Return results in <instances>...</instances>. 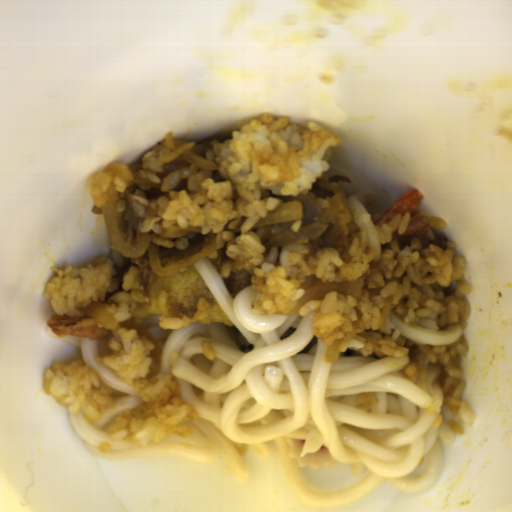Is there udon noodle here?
Here are the masks:
<instances>
[{
  "instance_id": "udon-noodle-1",
  "label": "udon noodle",
  "mask_w": 512,
  "mask_h": 512,
  "mask_svg": "<svg viewBox=\"0 0 512 512\" xmlns=\"http://www.w3.org/2000/svg\"><path fill=\"white\" fill-rule=\"evenodd\" d=\"M210 260L192 264L231 325L190 322L167 329L155 315L138 324L161 349L151 375L169 374L197 415L188 420L186 436L167 435L158 444L112 441L108 428L142 403L130 383L97 361L110 351L114 333L61 337L47 326V336L80 350L79 360L113 391V406L96 420L67 410L87 451L106 461H225L238 484H245L250 479L245 450L265 457L266 442H273L287 486L306 506L317 508L352 503L382 485L404 493L429 487L442 468L445 447L456 440L443 416L438 365L404 374L407 355L374 358L351 349L325 361L327 347L312 333L317 311L304 316L258 311L257 291L248 285L233 297ZM203 340L214 359L202 352ZM364 392L380 398L368 411L355 405ZM288 437L306 440L301 456L326 446L337 464L315 471L301 467L289 457Z\"/></svg>"
},
{
  "instance_id": "udon-noodle-2",
  "label": "udon noodle",
  "mask_w": 512,
  "mask_h": 512,
  "mask_svg": "<svg viewBox=\"0 0 512 512\" xmlns=\"http://www.w3.org/2000/svg\"><path fill=\"white\" fill-rule=\"evenodd\" d=\"M388 321L401 332L403 337L422 345H447L463 336L462 327L457 324H448L439 330H430L403 322L401 316L391 310Z\"/></svg>"
},
{
  "instance_id": "udon-noodle-3",
  "label": "udon noodle",
  "mask_w": 512,
  "mask_h": 512,
  "mask_svg": "<svg viewBox=\"0 0 512 512\" xmlns=\"http://www.w3.org/2000/svg\"><path fill=\"white\" fill-rule=\"evenodd\" d=\"M376 199H378V192L373 189H365L350 195L346 202L350 210L351 221L355 224L356 228L365 231L370 247L382 251V243L379 242L375 223L366 211L367 204L372 203Z\"/></svg>"
}]
</instances>
